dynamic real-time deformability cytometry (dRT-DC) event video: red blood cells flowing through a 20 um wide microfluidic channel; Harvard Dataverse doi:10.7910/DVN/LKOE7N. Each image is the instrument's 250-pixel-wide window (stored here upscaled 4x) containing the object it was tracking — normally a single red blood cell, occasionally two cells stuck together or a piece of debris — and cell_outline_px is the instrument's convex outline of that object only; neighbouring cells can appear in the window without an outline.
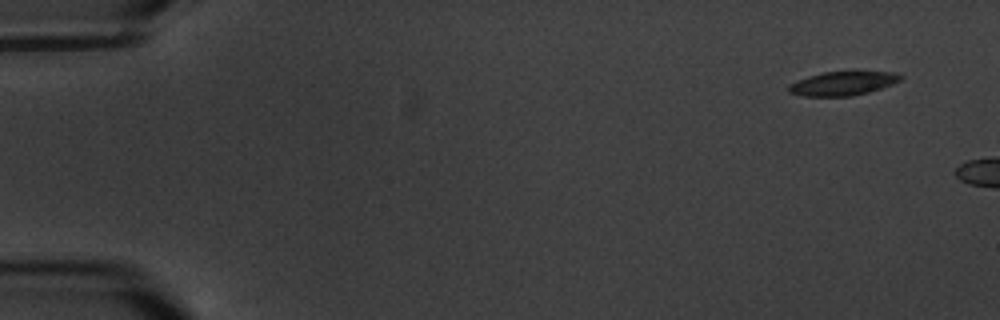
{"species": "common noctule bat (a hibernating species)", "species_latin": "Nyctalus noctula", "temperature_condition": "warm", "stored_images_in_passage": 3, "camera_frame_rate_fps": 3000, "um_per_image_px": 0.085, "animal": {"sex": "male", "body_mass_g": 20.1, "forearm_length_mm": 53.5}, "frame": {"image": 1, "passage_image": 1, "time_ms": 0.0, "image_size_px": [1000, 320], "cell_outline_px": [[904, 76], [900, 80], [892, 84], [868, 92], [852, 96], [804, 96], [788, 92], [788, 84], [796, 80], [808, 76], [824, 72], [896, 72]], "centroid_in_image_um": [71.6, 7.09], "position_along_channel_um": 13.4, "area_um2": 15.49}}